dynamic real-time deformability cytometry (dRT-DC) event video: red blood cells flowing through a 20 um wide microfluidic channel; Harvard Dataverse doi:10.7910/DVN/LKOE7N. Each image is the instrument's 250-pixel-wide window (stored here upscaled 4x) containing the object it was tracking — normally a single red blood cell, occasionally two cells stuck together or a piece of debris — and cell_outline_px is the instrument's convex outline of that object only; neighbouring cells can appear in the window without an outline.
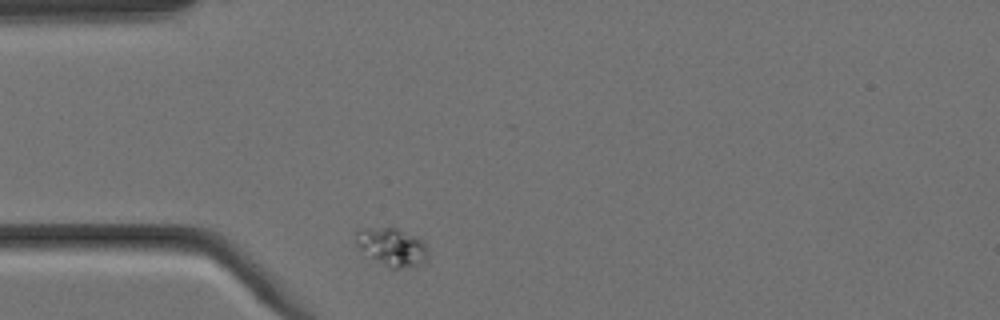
{"species": "Egyptian fruit bat (a non-hibernating species)", "species_latin": "Rousettus aegyptiacus", "temperature_condition": "cold", "stored_images_in_passage": 4, "camera_frame_rate_fps": 3000, "um_per_image_px": 0.085, "animal": {"sex": "female"}, "frame": {"image": 1, "passage_image": 1, "time_ms": 0.0, "image_size_px": [1000, 320], "cell_outline_px": [[428, 256], [420, 264], [400, 268], [392, 268], [360, 252], [356, 240], [356, 232], [360, 228], [396, 228], [420, 236], [424, 240], [428, 248]], "centroid_in_image_um": [33.34, 20.96], "position_along_channel_um": 51.7, "area_um2": 16.07}}
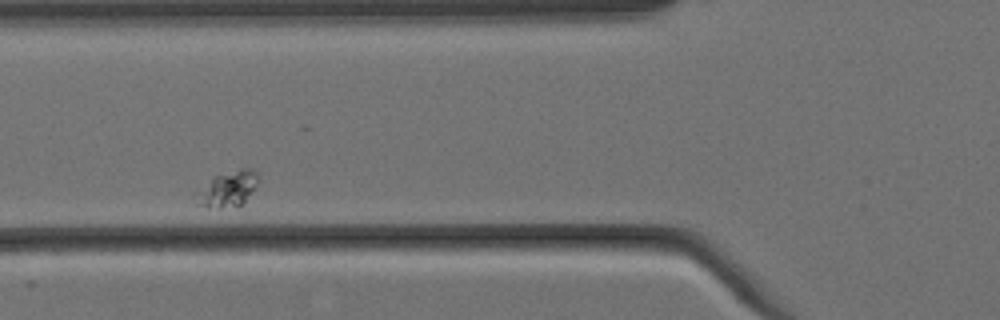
{"frame": {"image": 2, "passage_image": 3, "time_ms": 0.667, "image_size_px": [1000, 320], "cell_outline_px": [[260, 180], [244, 204], [240, 208], [208, 208], [196, 204], [196, 192], [216, 176], [240, 168], [252, 168], [260, 172]], "centroid_in_image_um": [19.44, 16.09], "position_along_channel_um": 106.4, "area_um2": 13.29}}